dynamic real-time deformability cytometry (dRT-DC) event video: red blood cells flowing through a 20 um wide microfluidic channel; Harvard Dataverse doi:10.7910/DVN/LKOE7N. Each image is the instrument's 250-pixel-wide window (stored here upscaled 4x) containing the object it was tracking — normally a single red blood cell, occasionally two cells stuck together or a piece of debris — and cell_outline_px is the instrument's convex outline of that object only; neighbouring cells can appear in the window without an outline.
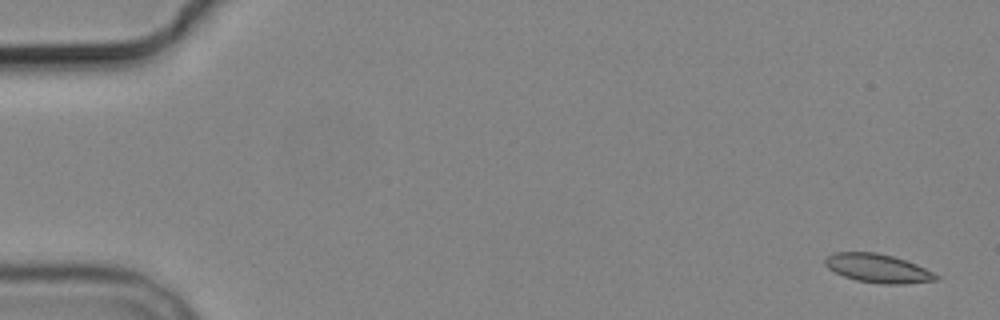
{"species": "common noctule bat (a hibernating species)", "species_latin": "Nyctalus noctula", "temperature_condition": "cold", "stored_images_in_passage": 5, "camera_frame_rate_fps": 3000, "um_per_image_px": 0.085, "animal": {"sex": "male", "body_mass_g": 19.2, "forearm_length_mm": 51.8}, "frame": {"image": 1, "passage_image": 1, "time_ms": 0.0, "image_size_px": [1000, 320], "cell_outline_px": [[940, 276], [936, 280], [900, 284], [884, 284], [856, 280], [844, 276], [828, 268], [824, 264], [824, 260], [828, 256], [836, 252], [876, 252], [892, 256], [916, 264]], "centroid_in_image_um": [74.6, 22.8], "position_along_channel_um": 10.4, "area_um2": 18.26}}
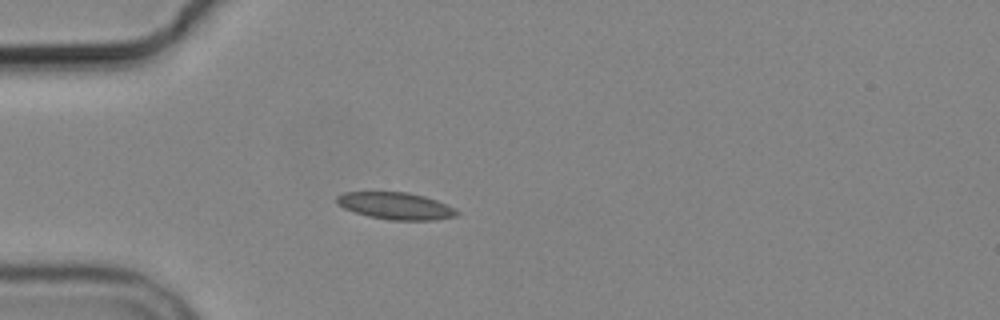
{"frame": {"image": 2, "passage_image": 5, "time_ms": 4.667, "image_size_px": [1000, 320], "cell_outline_px": [[460, 212], [456, 216], [432, 220], [388, 220], [368, 216], [344, 208], [336, 200], [336, 196], [344, 192], [408, 192], [424, 196], [436, 200], [456, 208]], "centroid_in_image_um": [33.66, 17.5], "position_along_channel_um": 51.3, "area_um2": 18.84}}